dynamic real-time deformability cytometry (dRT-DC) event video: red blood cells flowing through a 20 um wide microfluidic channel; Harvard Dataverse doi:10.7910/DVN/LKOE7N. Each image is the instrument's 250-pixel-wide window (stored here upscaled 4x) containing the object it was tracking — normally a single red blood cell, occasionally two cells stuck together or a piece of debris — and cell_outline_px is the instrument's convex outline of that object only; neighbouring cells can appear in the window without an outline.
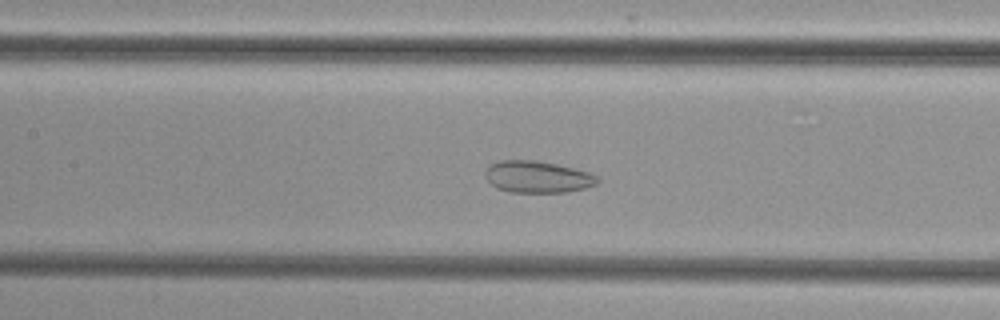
{"species": "common noctule bat (a hibernating species)", "species_latin": "Nyctalus noctula", "temperature_condition": "cold", "stored_images_in_passage": 38, "camera_frame_rate_fps": 3000, "um_per_image_px": 0.085, "animal": {"sex": "female", "body_mass_g": 29.2, "forearm_length_mm": 56.3}, "frame": {"image": 1, "passage_image": 18, "time_ms": 5.667, "image_size_px": [1000, 320], "cell_outline_px": [[600, 180], [596, 184], [584, 188], [564, 192], [508, 192], [496, 188], [484, 176], [484, 172], [488, 164], [496, 160], [536, 160], [556, 164], [588, 172], [596, 176]], "centroid_in_image_um": [45.61, 15.02], "position_along_channel_um": 161.8, "area_um2": 20.87}}
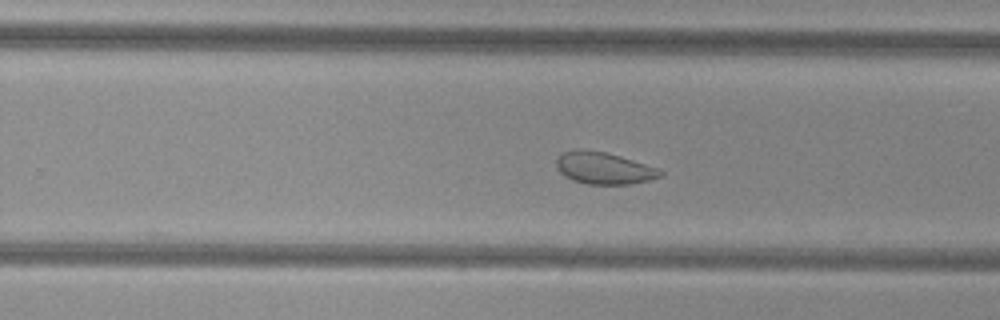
{"frame": {"image": 2, "passage_image": 27, "time_ms": 8.667, "image_size_px": [1000, 320], "cell_outline_px": [[664, 176], [632, 184], [588, 184], [572, 180], [564, 176], [560, 172], [556, 164], [556, 160], [564, 152], [576, 148], [580, 148], [604, 152], [620, 156], [660, 168], [664, 172]], "centroid_in_image_um": [51.36, 14.29], "position_along_channel_um": 278.4, "area_um2": 19.48}}
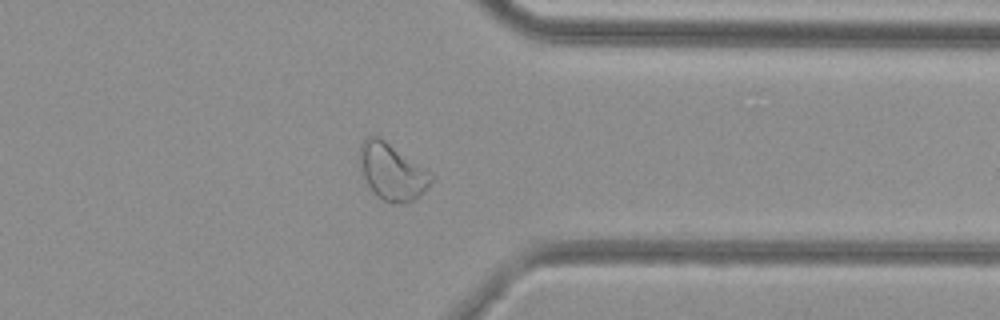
{"frame": {"image": 3, "passage_image": 35, "time_ms": 11.333, "image_size_px": [1000, 320], "cell_outline_px": [[436, 176], [424, 192], [420, 196], [412, 200], [384, 200], [376, 196], [368, 184], [360, 168], [360, 144], [368, 136], [380, 136]], "centroid_in_image_um": [33.33, 14.54], "position_along_channel_um": 378.1, "area_um2": 23.06}}